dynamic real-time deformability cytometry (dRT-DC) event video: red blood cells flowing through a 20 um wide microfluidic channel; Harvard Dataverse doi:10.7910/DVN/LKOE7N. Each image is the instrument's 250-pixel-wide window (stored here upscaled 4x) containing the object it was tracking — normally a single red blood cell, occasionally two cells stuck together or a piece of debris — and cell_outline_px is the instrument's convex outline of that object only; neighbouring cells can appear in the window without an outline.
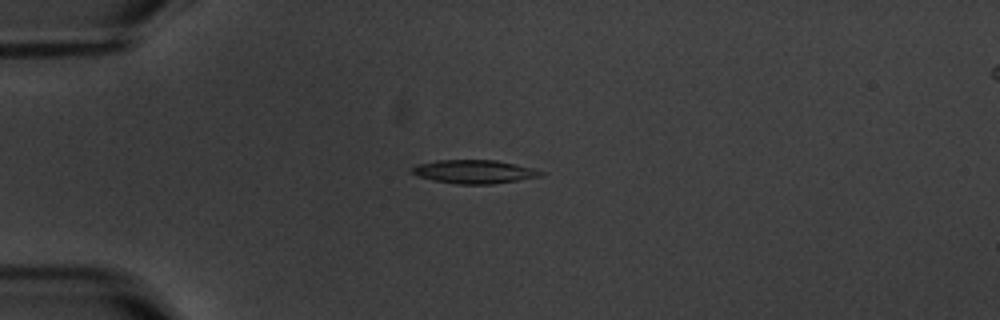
{"species": "common noctule bat (a hibernating species)", "species_latin": "Nyctalus noctula", "temperature_condition": "warm", "stored_images_in_passage": 6, "camera_frame_rate_fps": 3000, "um_per_image_px": 0.085, "animal": {"sex": "male", "body_mass_g": 20.1, "forearm_length_mm": 53.5}, "frame": {"image": 1, "passage_image": 3, "time_ms": 2.667, "image_size_px": [1000, 320], "cell_outline_px": [[544, 172], [540, 176], [492, 184], [456, 184], [432, 180], [416, 176], [412, 172], [412, 168], [416, 164], [436, 160], [496, 160], [516, 164], [532, 168]], "centroid_in_image_um": [40.25, 14.59], "position_along_channel_um": 44.8, "area_um2": 17.57}}